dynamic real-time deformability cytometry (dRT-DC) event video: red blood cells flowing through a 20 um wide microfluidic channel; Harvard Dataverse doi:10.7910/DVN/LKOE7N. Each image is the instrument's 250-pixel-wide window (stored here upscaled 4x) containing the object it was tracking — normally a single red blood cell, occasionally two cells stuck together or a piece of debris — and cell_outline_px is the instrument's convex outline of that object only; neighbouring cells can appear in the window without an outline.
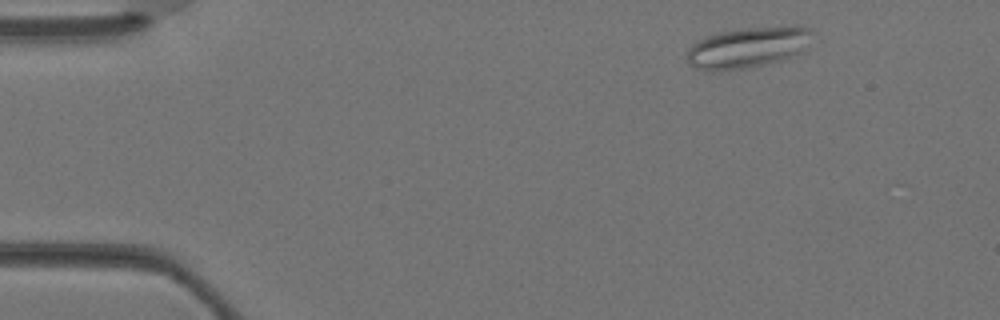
{"species": "Egyptian fruit bat (a non-hibernating species)", "species_latin": "Rousettus aegyptiacus", "temperature_condition": "warm", "stored_images_in_passage": 4, "camera_frame_rate_fps": 3000, "um_per_image_px": 0.085, "animal": {"sex": "female"}, "frame": {"image": 1, "passage_image": 1, "time_ms": 0.0, "image_size_px": [1000, 320], "cell_outline_px": [[812, 32], [800, 52], [780, 60], [748, 68], [712, 72], [692, 68], [688, 64], [688, 48], [692, 44], [708, 36], [720, 32], [740, 28], [792, 24], [804, 24]], "centroid_in_image_um": [63.53, 4.02], "position_along_channel_um": 21.5, "area_um2": 30.06}}